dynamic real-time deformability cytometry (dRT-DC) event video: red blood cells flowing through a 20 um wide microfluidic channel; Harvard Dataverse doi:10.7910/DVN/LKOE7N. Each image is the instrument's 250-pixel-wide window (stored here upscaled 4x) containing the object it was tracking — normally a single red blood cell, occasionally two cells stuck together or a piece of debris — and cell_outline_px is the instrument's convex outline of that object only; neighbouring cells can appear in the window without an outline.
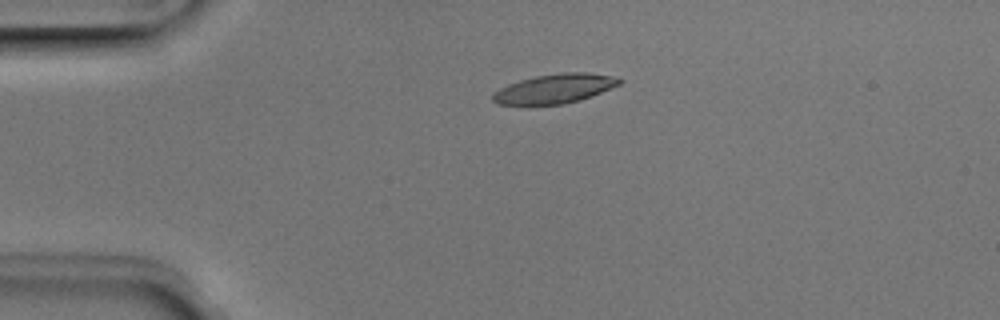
{"species": "Egyptian fruit bat (a non-hibernating species)", "species_latin": "Rousettus aegyptiacus", "temperature_condition": "room temperature", "stored_images_in_passage": 6, "camera_frame_rate_fps": 3000, "um_per_image_px": 0.085, "animal": {"sex": "male"}, "frame": {"image": 1, "passage_image": 4, "time_ms": 1.0, "image_size_px": [1000, 320], "cell_outline_px": [[624, 80], [620, 84], [592, 96], [580, 100], [560, 104], [496, 104], [492, 100], [492, 92], [508, 84], [520, 80], [536, 76], [560, 72], [588, 72], [616, 76]], "centroid_in_image_um": [47.17, 7.52], "position_along_channel_um": 37.8, "area_um2": 21.68}}